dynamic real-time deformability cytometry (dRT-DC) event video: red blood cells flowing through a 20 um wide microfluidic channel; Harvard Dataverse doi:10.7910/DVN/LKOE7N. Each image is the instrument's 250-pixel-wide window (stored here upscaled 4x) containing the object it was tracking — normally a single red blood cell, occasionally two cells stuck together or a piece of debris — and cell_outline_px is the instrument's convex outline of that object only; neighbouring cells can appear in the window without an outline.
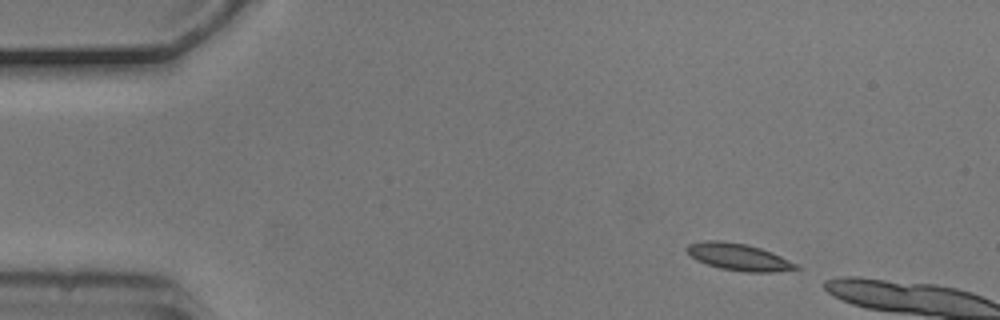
{"species": "common noctule bat (a hibernating species)", "species_latin": "Nyctalus noctula", "temperature_condition": "cold", "stored_images_in_passage": 3, "camera_frame_rate_fps": 3000, "um_per_image_px": 0.085, "animal": {"sex": "male", "body_mass_g": 20.5, "forearm_length_mm": 52.5}, "frame": {"image": 1, "passage_image": 1, "time_ms": 0.0, "image_size_px": [1000, 320], "cell_outline_px": [[800, 268], [772, 272], [744, 272], [720, 268], [696, 260], [684, 248], [688, 244], [704, 240], [720, 240], [744, 244], [760, 248], [772, 252], [796, 264]], "centroid_in_image_um": [62.74, 21.83], "position_along_channel_um": 22.3, "area_um2": 16.94}}